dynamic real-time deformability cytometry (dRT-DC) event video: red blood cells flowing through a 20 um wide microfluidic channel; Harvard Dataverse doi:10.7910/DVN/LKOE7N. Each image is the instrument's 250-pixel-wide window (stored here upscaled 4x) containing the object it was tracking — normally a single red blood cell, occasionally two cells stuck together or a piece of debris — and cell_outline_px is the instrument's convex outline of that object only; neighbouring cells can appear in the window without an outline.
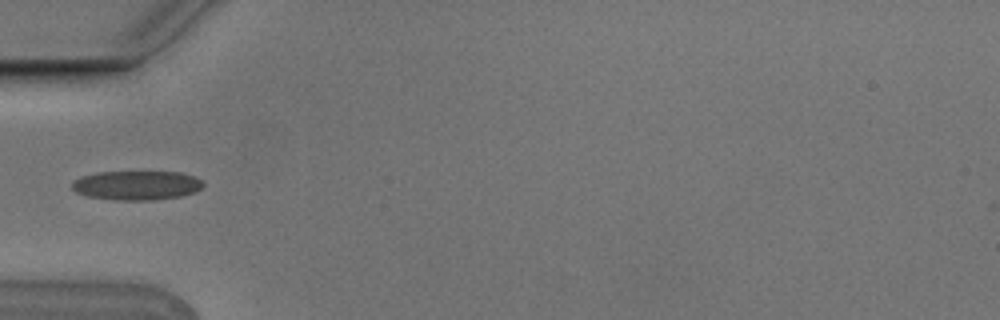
{"species": "Egyptian fruit bat (a non-hibernating species)", "species_latin": "Rousettus aegyptiacus", "temperature_condition": "cold", "stored_images_in_passage": 6, "camera_frame_rate_fps": 3000, "um_per_image_px": 0.085, "animal": {"sex": "male"}, "frame": {"image": 1, "passage_image": 5, "time_ms": 1.333, "image_size_px": [1000, 320], "cell_outline_px": [[204, 184], [196, 192], [180, 196], [152, 200], [112, 200], [88, 196], [76, 192], [72, 188], [72, 180], [80, 176], [96, 172], [180, 172], [192, 176], [200, 180]], "centroid_in_image_um": [11.57, 15.75], "position_along_channel_um": 73.4, "area_um2": 22.37}}